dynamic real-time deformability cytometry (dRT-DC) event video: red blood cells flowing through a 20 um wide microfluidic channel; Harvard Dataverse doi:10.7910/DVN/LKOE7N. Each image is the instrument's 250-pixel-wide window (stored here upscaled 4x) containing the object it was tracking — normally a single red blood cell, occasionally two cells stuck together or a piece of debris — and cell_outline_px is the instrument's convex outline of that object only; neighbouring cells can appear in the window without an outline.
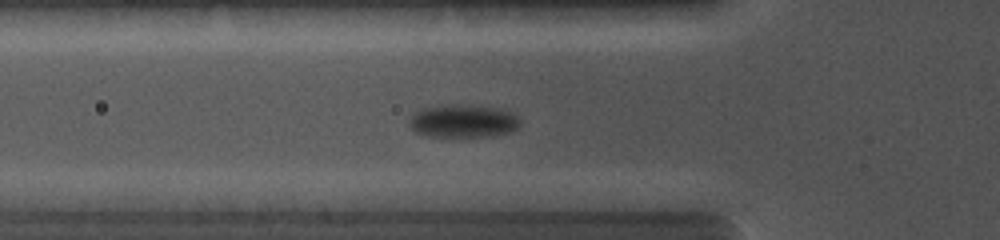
{"species": "common noctule bat (a hibernating species)", "species_latin": "Nyctalus noctula", "temperature_condition": "cold", "stored_images_in_passage": 8, "camera_frame_rate_fps": 5000, "um_per_image_px": 0.085, "animal": {"sex": "female", "body_mass_g": 19.0, "forearm_length_mm": 56.7}, "frame": {"image": 1, "passage_image": 8, "time_ms": 4.0, "image_size_px": [1000, 240], "cell_outline_px": [[520, 128], [508, 132], [484, 136], [428, 136], [416, 132], [408, 124], [408, 120], [412, 112], [420, 108], [440, 104], [456, 104], [500, 108], [512, 112], [520, 116]], "centroid_in_image_um": [39.34, 10.26], "position_along_channel_um": 86.5, "area_um2": 21.68}}